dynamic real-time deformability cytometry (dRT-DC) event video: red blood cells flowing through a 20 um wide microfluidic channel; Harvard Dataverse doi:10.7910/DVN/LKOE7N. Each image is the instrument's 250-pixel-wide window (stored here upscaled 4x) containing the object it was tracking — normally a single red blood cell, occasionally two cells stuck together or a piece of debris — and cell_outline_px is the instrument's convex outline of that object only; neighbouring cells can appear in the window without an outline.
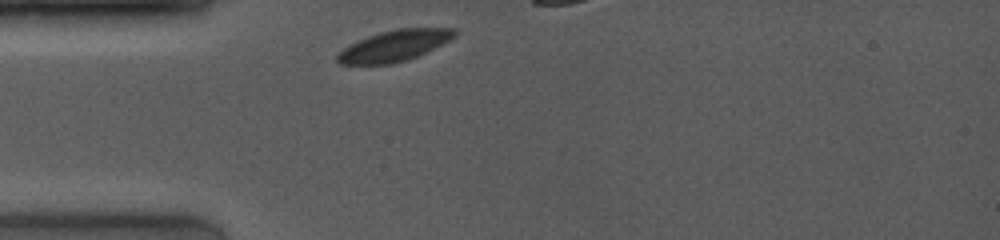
{"species": "common noctule bat (a hibernating species)", "species_latin": "Nyctalus noctula", "temperature_condition": "room temperature", "stored_images_in_passage": 5, "camera_frame_rate_fps": 4000, "um_per_image_px": 0.085, "animal": {"sex": "female", "body_mass_g": 19.0, "forearm_length_mm": 53.3}, "frame": {"image": 1, "passage_image": 1, "time_ms": 0.0, "image_size_px": [1000, 240], "cell_outline_px": [[460, 32], [456, 36], [408, 60], [392, 64], [340, 64], [336, 60], [336, 56], [344, 48], [368, 36], [380, 32], [396, 28], [456, 28]], "centroid_in_image_um": [33.54, 3.88], "position_along_channel_um": 51.5, "area_um2": 20.92}}